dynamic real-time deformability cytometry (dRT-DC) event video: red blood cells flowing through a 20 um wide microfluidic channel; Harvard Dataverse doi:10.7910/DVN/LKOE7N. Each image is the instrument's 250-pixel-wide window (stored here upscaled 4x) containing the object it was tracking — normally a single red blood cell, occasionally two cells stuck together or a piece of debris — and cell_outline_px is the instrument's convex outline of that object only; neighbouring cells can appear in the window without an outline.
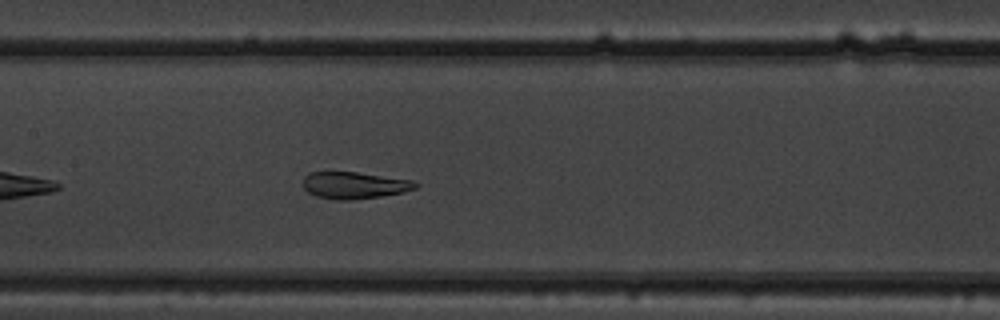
{"species": "common noctule bat (a hibernating species)", "species_latin": "Nyctalus noctula", "temperature_condition": "warm", "stored_images_in_passage": 37, "camera_frame_rate_fps": 3000, "um_per_image_px": 0.085, "animal": {"sex": "male", "body_mass_g": 19.5, "forearm_length_mm": 54.6}, "frame": {"image": 1, "passage_image": 11, "time_ms": 3.333, "image_size_px": [1000, 320], "cell_outline_px": [[420, 184], [416, 188], [404, 192], [380, 196], [352, 200], [340, 200], [316, 196], [308, 192], [304, 188], [304, 176], [308, 172], [356, 172], [412, 180]], "centroid_in_image_um": [30.13, 15.74], "position_along_channel_um": 177.3, "area_um2": 17.51}}
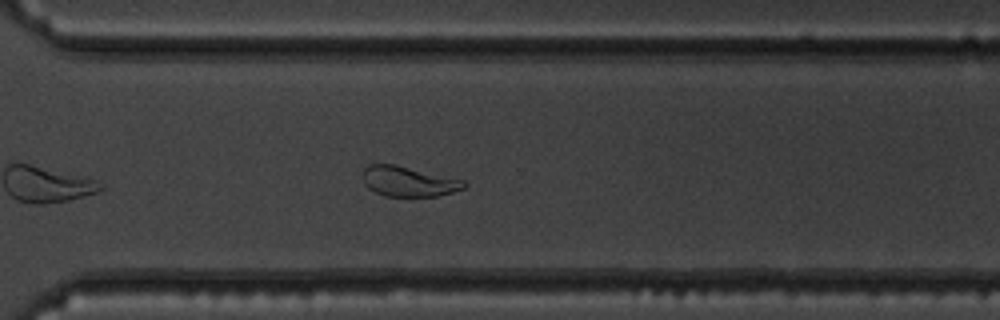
{"frame": {"image": 2, "passage_image": 23, "time_ms": 7.333, "image_size_px": [1000, 320], "cell_outline_px": [[468, 184], [464, 188], [452, 192], [436, 196], [384, 196], [368, 188], [364, 184], [364, 168], [368, 164], [396, 164], [468, 180]], "centroid_in_image_um": [34.78, 15.41], "position_along_channel_um": 335.8, "area_um2": 18.03}}
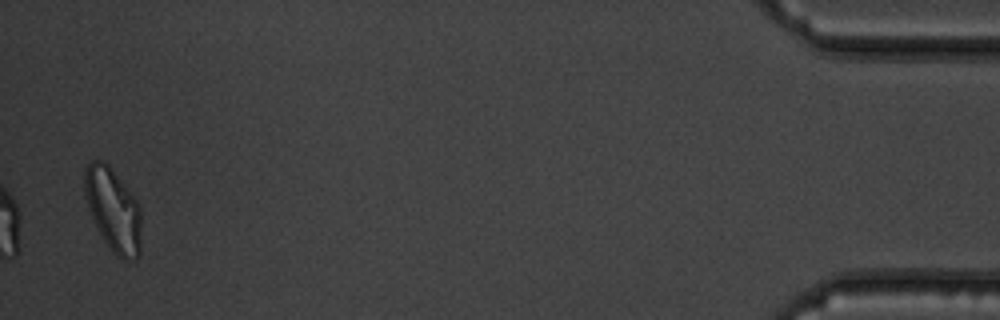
{"frame": {"image": 3, "passage_image": 36, "time_ms": 11.667, "image_size_px": [1000, 320], "cell_outline_px": [[140, 256], [124, 260], [116, 256], [112, 252], [104, 240], [92, 216], [84, 192], [84, 172], [88, 164], [92, 160], [104, 160], [108, 164], [140, 204]], "centroid_in_image_um": [9.62, 17.82], "position_along_channel_um": 425.6, "area_um2": 27.22}, "authors_computed_cell_mechanics": {"area_um2": 19.0162, "velocity_mm_per_s": 3.9735, "shape_relaxation_time_tau1_ms": 4.0421, "shape_relaxation_time_tau2_ms": 1.2816, "deformation_change_tau1": 0.159, "deformation_change_tau2": 0.0487}}